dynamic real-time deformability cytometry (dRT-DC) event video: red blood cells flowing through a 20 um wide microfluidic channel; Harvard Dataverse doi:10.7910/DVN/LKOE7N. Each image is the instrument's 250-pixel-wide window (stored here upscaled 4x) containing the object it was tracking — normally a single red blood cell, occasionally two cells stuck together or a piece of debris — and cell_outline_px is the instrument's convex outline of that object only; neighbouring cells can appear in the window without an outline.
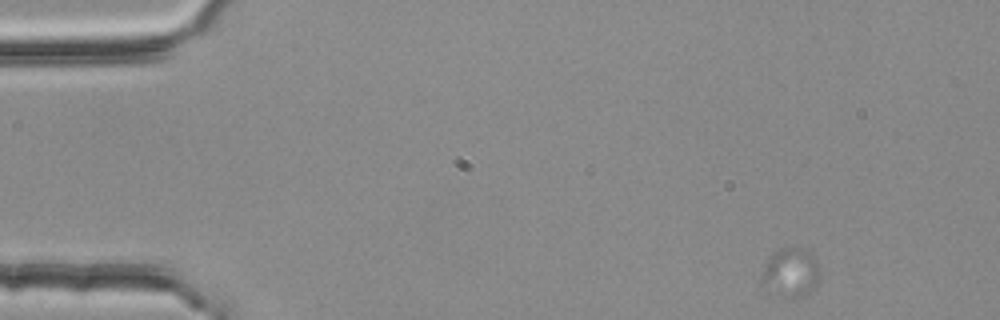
{"species": "common noctule bat (a hibernating species)", "species_latin": "Nyctalus noctula", "temperature_condition": "room temperature", "stored_images_in_passage": 22, "camera_frame_rate_fps": 3000, "um_per_image_px": 0.085, "animal": {"sex": "female", "body_mass_g": 25.1}, "frame": {"image": 1, "passage_image": 1, "time_ms": 0.0, "image_size_px": [1000, 320], "cell_outline_px": [[820, 276], [816, 284], [808, 292], [796, 296], [792, 296], [760, 284], [760, 276], [768, 260], [784, 244], [800, 248], [808, 252], [816, 260], [820, 272]], "centroid_in_image_um": [67.22, 23.07], "position_along_channel_um": 17.8, "area_um2": 15.84}}